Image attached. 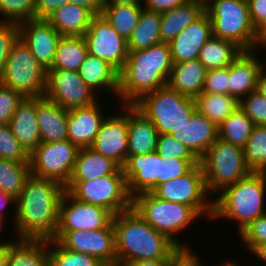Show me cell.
Here are the masks:
<instances>
[{
  "mask_svg": "<svg viewBox=\"0 0 266 266\" xmlns=\"http://www.w3.org/2000/svg\"><path fill=\"white\" fill-rule=\"evenodd\" d=\"M64 191L61 183L30 174L16 198L15 238L52 239L58 228L59 206Z\"/></svg>",
  "mask_w": 266,
  "mask_h": 266,
  "instance_id": "6da1fadb",
  "label": "cell"
},
{
  "mask_svg": "<svg viewBox=\"0 0 266 266\" xmlns=\"http://www.w3.org/2000/svg\"><path fill=\"white\" fill-rule=\"evenodd\" d=\"M173 65L168 43L129 51L124 67L118 73V96L121 106H135L144 97L166 86Z\"/></svg>",
  "mask_w": 266,
  "mask_h": 266,
  "instance_id": "7a4b0ae2",
  "label": "cell"
},
{
  "mask_svg": "<svg viewBox=\"0 0 266 266\" xmlns=\"http://www.w3.org/2000/svg\"><path fill=\"white\" fill-rule=\"evenodd\" d=\"M117 266L147 259H179L181 250L131 207L113 217Z\"/></svg>",
  "mask_w": 266,
  "mask_h": 266,
  "instance_id": "3957f363",
  "label": "cell"
},
{
  "mask_svg": "<svg viewBox=\"0 0 266 266\" xmlns=\"http://www.w3.org/2000/svg\"><path fill=\"white\" fill-rule=\"evenodd\" d=\"M222 191L215 200L213 198L212 219L235 221L238 233L253 220L266 214L265 172H250Z\"/></svg>",
  "mask_w": 266,
  "mask_h": 266,
  "instance_id": "277c9868",
  "label": "cell"
},
{
  "mask_svg": "<svg viewBox=\"0 0 266 266\" xmlns=\"http://www.w3.org/2000/svg\"><path fill=\"white\" fill-rule=\"evenodd\" d=\"M204 12L211 21L214 37L231 41L243 51L257 50L247 0H208Z\"/></svg>",
  "mask_w": 266,
  "mask_h": 266,
  "instance_id": "5b68a950",
  "label": "cell"
},
{
  "mask_svg": "<svg viewBox=\"0 0 266 266\" xmlns=\"http://www.w3.org/2000/svg\"><path fill=\"white\" fill-rule=\"evenodd\" d=\"M132 207L155 230L167 236L181 250H190L175 237L186 229L199 214L191 207L181 203L162 200L152 192L137 194L132 199Z\"/></svg>",
  "mask_w": 266,
  "mask_h": 266,
  "instance_id": "8992f818",
  "label": "cell"
},
{
  "mask_svg": "<svg viewBox=\"0 0 266 266\" xmlns=\"http://www.w3.org/2000/svg\"><path fill=\"white\" fill-rule=\"evenodd\" d=\"M134 107L152 122L159 134H172L190 121L196 102L194 97L180 94L166 85Z\"/></svg>",
  "mask_w": 266,
  "mask_h": 266,
  "instance_id": "52a82bcc",
  "label": "cell"
},
{
  "mask_svg": "<svg viewBox=\"0 0 266 266\" xmlns=\"http://www.w3.org/2000/svg\"><path fill=\"white\" fill-rule=\"evenodd\" d=\"M199 163L203 169L206 189L212 196L251 172L245 163L244 149L220 138L209 147Z\"/></svg>",
  "mask_w": 266,
  "mask_h": 266,
  "instance_id": "ba28073f",
  "label": "cell"
},
{
  "mask_svg": "<svg viewBox=\"0 0 266 266\" xmlns=\"http://www.w3.org/2000/svg\"><path fill=\"white\" fill-rule=\"evenodd\" d=\"M46 76L47 70L19 37L12 45L0 84L20 92L24 97H41L46 91Z\"/></svg>",
  "mask_w": 266,
  "mask_h": 266,
  "instance_id": "9c48e42d",
  "label": "cell"
},
{
  "mask_svg": "<svg viewBox=\"0 0 266 266\" xmlns=\"http://www.w3.org/2000/svg\"><path fill=\"white\" fill-rule=\"evenodd\" d=\"M69 193L78 201L105 208L114 216L132 207L133 198L121 167L113 174L79 182Z\"/></svg>",
  "mask_w": 266,
  "mask_h": 266,
  "instance_id": "30bf717a",
  "label": "cell"
},
{
  "mask_svg": "<svg viewBox=\"0 0 266 266\" xmlns=\"http://www.w3.org/2000/svg\"><path fill=\"white\" fill-rule=\"evenodd\" d=\"M152 193L162 200L191 206L200 217L204 215L208 216V219L213 216V200H211L213 197H210L206 189L200 163L185 175L161 183Z\"/></svg>",
  "mask_w": 266,
  "mask_h": 266,
  "instance_id": "8fae6325",
  "label": "cell"
},
{
  "mask_svg": "<svg viewBox=\"0 0 266 266\" xmlns=\"http://www.w3.org/2000/svg\"><path fill=\"white\" fill-rule=\"evenodd\" d=\"M79 148L68 139L59 142H41L30 153L32 175L55 180L65 186L72 174Z\"/></svg>",
  "mask_w": 266,
  "mask_h": 266,
  "instance_id": "7c38bea8",
  "label": "cell"
},
{
  "mask_svg": "<svg viewBox=\"0 0 266 266\" xmlns=\"http://www.w3.org/2000/svg\"><path fill=\"white\" fill-rule=\"evenodd\" d=\"M52 240L68 250L94 256L106 266H117L113 223L98 230L56 232Z\"/></svg>",
  "mask_w": 266,
  "mask_h": 266,
  "instance_id": "4fadbf2b",
  "label": "cell"
},
{
  "mask_svg": "<svg viewBox=\"0 0 266 266\" xmlns=\"http://www.w3.org/2000/svg\"><path fill=\"white\" fill-rule=\"evenodd\" d=\"M44 96L67 110L92 105L98 99L78 71L61 69L47 70Z\"/></svg>",
  "mask_w": 266,
  "mask_h": 266,
  "instance_id": "5bb4252c",
  "label": "cell"
},
{
  "mask_svg": "<svg viewBox=\"0 0 266 266\" xmlns=\"http://www.w3.org/2000/svg\"><path fill=\"white\" fill-rule=\"evenodd\" d=\"M88 54L107 61L118 72L128 58L127 40L122 38L101 14H96L83 35Z\"/></svg>",
  "mask_w": 266,
  "mask_h": 266,
  "instance_id": "9a60e30c",
  "label": "cell"
},
{
  "mask_svg": "<svg viewBox=\"0 0 266 266\" xmlns=\"http://www.w3.org/2000/svg\"><path fill=\"white\" fill-rule=\"evenodd\" d=\"M113 217L114 215L105 208L78 201L69 192L64 191L59 206L56 232L98 230L108 227Z\"/></svg>",
  "mask_w": 266,
  "mask_h": 266,
  "instance_id": "2e32d148",
  "label": "cell"
},
{
  "mask_svg": "<svg viewBox=\"0 0 266 266\" xmlns=\"http://www.w3.org/2000/svg\"><path fill=\"white\" fill-rule=\"evenodd\" d=\"M124 113L108 115L102 123L95 140L90 145L93 151L112 159L120 167L128 156V106Z\"/></svg>",
  "mask_w": 266,
  "mask_h": 266,
  "instance_id": "e0dca14e",
  "label": "cell"
},
{
  "mask_svg": "<svg viewBox=\"0 0 266 266\" xmlns=\"http://www.w3.org/2000/svg\"><path fill=\"white\" fill-rule=\"evenodd\" d=\"M19 37L44 69L51 68L62 36L47 20L33 19L19 24Z\"/></svg>",
  "mask_w": 266,
  "mask_h": 266,
  "instance_id": "ac0fdd59",
  "label": "cell"
},
{
  "mask_svg": "<svg viewBox=\"0 0 266 266\" xmlns=\"http://www.w3.org/2000/svg\"><path fill=\"white\" fill-rule=\"evenodd\" d=\"M121 168L132 198L140 193L152 192L160 185L161 156L156 151L144 155L127 156Z\"/></svg>",
  "mask_w": 266,
  "mask_h": 266,
  "instance_id": "d6986e66",
  "label": "cell"
},
{
  "mask_svg": "<svg viewBox=\"0 0 266 266\" xmlns=\"http://www.w3.org/2000/svg\"><path fill=\"white\" fill-rule=\"evenodd\" d=\"M98 102L68 110V140L78 148L90 147L106 119Z\"/></svg>",
  "mask_w": 266,
  "mask_h": 266,
  "instance_id": "ffe728a7",
  "label": "cell"
},
{
  "mask_svg": "<svg viewBox=\"0 0 266 266\" xmlns=\"http://www.w3.org/2000/svg\"><path fill=\"white\" fill-rule=\"evenodd\" d=\"M256 51H243L229 65V95L239 101L257 91L258 78L265 65Z\"/></svg>",
  "mask_w": 266,
  "mask_h": 266,
  "instance_id": "44dd1931",
  "label": "cell"
},
{
  "mask_svg": "<svg viewBox=\"0 0 266 266\" xmlns=\"http://www.w3.org/2000/svg\"><path fill=\"white\" fill-rule=\"evenodd\" d=\"M170 135L183 143L200 160L218 138V127L198 110H195L190 121Z\"/></svg>",
  "mask_w": 266,
  "mask_h": 266,
  "instance_id": "7402d4cb",
  "label": "cell"
},
{
  "mask_svg": "<svg viewBox=\"0 0 266 266\" xmlns=\"http://www.w3.org/2000/svg\"><path fill=\"white\" fill-rule=\"evenodd\" d=\"M212 36L211 21L204 12L169 44L173 62L179 63L197 59L199 51Z\"/></svg>",
  "mask_w": 266,
  "mask_h": 266,
  "instance_id": "603a6c76",
  "label": "cell"
},
{
  "mask_svg": "<svg viewBox=\"0 0 266 266\" xmlns=\"http://www.w3.org/2000/svg\"><path fill=\"white\" fill-rule=\"evenodd\" d=\"M120 166L91 148H79L76 161L65 191L70 192L79 182L94 180L115 173Z\"/></svg>",
  "mask_w": 266,
  "mask_h": 266,
  "instance_id": "cb8c5ba5",
  "label": "cell"
},
{
  "mask_svg": "<svg viewBox=\"0 0 266 266\" xmlns=\"http://www.w3.org/2000/svg\"><path fill=\"white\" fill-rule=\"evenodd\" d=\"M36 118L41 142H59L68 139V110L45 96L37 97Z\"/></svg>",
  "mask_w": 266,
  "mask_h": 266,
  "instance_id": "d4e9b609",
  "label": "cell"
},
{
  "mask_svg": "<svg viewBox=\"0 0 266 266\" xmlns=\"http://www.w3.org/2000/svg\"><path fill=\"white\" fill-rule=\"evenodd\" d=\"M36 109L37 97H25L9 122L13 135L29 153L41 143Z\"/></svg>",
  "mask_w": 266,
  "mask_h": 266,
  "instance_id": "484cf974",
  "label": "cell"
},
{
  "mask_svg": "<svg viewBox=\"0 0 266 266\" xmlns=\"http://www.w3.org/2000/svg\"><path fill=\"white\" fill-rule=\"evenodd\" d=\"M158 131L134 106H128V156L156 151Z\"/></svg>",
  "mask_w": 266,
  "mask_h": 266,
  "instance_id": "4316f807",
  "label": "cell"
},
{
  "mask_svg": "<svg viewBox=\"0 0 266 266\" xmlns=\"http://www.w3.org/2000/svg\"><path fill=\"white\" fill-rule=\"evenodd\" d=\"M95 14L82 5L66 3L59 7L47 21L61 36L83 37Z\"/></svg>",
  "mask_w": 266,
  "mask_h": 266,
  "instance_id": "83f0119b",
  "label": "cell"
},
{
  "mask_svg": "<svg viewBox=\"0 0 266 266\" xmlns=\"http://www.w3.org/2000/svg\"><path fill=\"white\" fill-rule=\"evenodd\" d=\"M204 13V3L188 0L173 9L161 12L160 37L162 43L170 44L172 40Z\"/></svg>",
  "mask_w": 266,
  "mask_h": 266,
  "instance_id": "f1b7e54d",
  "label": "cell"
},
{
  "mask_svg": "<svg viewBox=\"0 0 266 266\" xmlns=\"http://www.w3.org/2000/svg\"><path fill=\"white\" fill-rule=\"evenodd\" d=\"M206 73L198 59L174 63L167 85L180 94L196 98L202 93Z\"/></svg>",
  "mask_w": 266,
  "mask_h": 266,
  "instance_id": "f546056e",
  "label": "cell"
},
{
  "mask_svg": "<svg viewBox=\"0 0 266 266\" xmlns=\"http://www.w3.org/2000/svg\"><path fill=\"white\" fill-rule=\"evenodd\" d=\"M16 241H8L6 266H49V240L17 239Z\"/></svg>",
  "mask_w": 266,
  "mask_h": 266,
  "instance_id": "4dcf8cb0",
  "label": "cell"
},
{
  "mask_svg": "<svg viewBox=\"0 0 266 266\" xmlns=\"http://www.w3.org/2000/svg\"><path fill=\"white\" fill-rule=\"evenodd\" d=\"M80 77L93 92L109 89L118 97V71L107 61L87 55L79 69Z\"/></svg>",
  "mask_w": 266,
  "mask_h": 266,
  "instance_id": "1f68e13d",
  "label": "cell"
},
{
  "mask_svg": "<svg viewBox=\"0 0 266 266\" xmlns=\"http://www.w3.org/2000/svg\"><path fill=\"white\" fill-rule=\"evenodd\" d=\"M161 12L142 9L137 26L127 40L128 51L144 50L162 43L160 37Z\"/></svg>",
  "mask_w": 266,
  "mask_h": 266,
  "instance_id": "d6a6232c",
  "label": "cell"
},
{
  "mask_svg": "<svg viewBox=\"0 0 266 266\" xmlns=\"http://www.w3.org/2000/svg\"><path fill=\"white\" fill-rule=\"evenodd\" d=\"M242 52L235 43L212 36L199 51L197 59L209 71L229 66Z\"/></svg>",
  "mask_w": 266,
  "mask_h": 266,
  "instance_id": "836d02e7",
  "label": "cell"
},
{
  "mask_svg": "<svg viewBox=\"0 0 266 266\" xmlns=\"http://www.w3.org/2000/svg\"><path fill=\"white\" fill-rule=\"evenodd\" d=\"M196 110L219 127L237 108L240 101L233 96L201 93L195 98Z\"/></svg>",
  "mask_w": 266,
  "mask_h": 266,
  "instance_id": "e575fe53",
  "label": "cell"
},
{
  "mask_svg": "<svg viewBox=\"0 0 266 266\" xmlns=\"http://www.w3.org/2000/svg\"><path fill=\"white\" fill-rule=\"evenodd\" d=\"M87 55V45L83 37L62 36L49 69L79 71Z\"/></svg>",
  "mask_w": 266,
  "mask_h": 266,
  "instance_id": "d590c367",
  "label": "cell"
},
{
  "mask_svg": "<svg viewBox=\"0 0 266 266\" xmlns=\"http://www.w3.org/2000/svg\"><path fill=\"white\" fill-rule=\"evenodd\" d=\"M143 4L103 5L101 15L125 40H128L138 24Z\"/></svg>",
  "mask_w": 266,
  "mask_h": 266,
  "instance_id": "8d00e7d4",
  "label": "cell"
},
{
  "mask_svg": "<svg viewBox=\"0 0 266 266\" xmlns=\"http://www.w3.org/2000/svg\"><path fill=\"white\" fill-rule=\"evenodd\" d=\"M254 126V122L239 107L218 127V138L244 148Z\"/></svg>",
  "mask_w": 266,
  "mask_h": 266,
  "instance_id": "74e56055",
  "label": "cell"
},
{
  "mask_svg": "<svg viewBox=\"0 0 266 266\" xmlns=\"http://www.w3.org/2000/svg\"><path fill=\"white\" fill-rule=\"evenodd\" d=\"M30 174L29 162L0 158V191L16 199Z\"/></svg>",
  "mask_w": 266,
  "mask_h": 266,
  "instance_id": "f35d334b",
  "label": "cell"
},
{
  "mask_svg": "<svg viewBox=\"0 0 266 266\" xmlns=\"http://www.w3.org/2000/svg\"><path fill=\"white\" fill-rule=\"evenodd\" d=\"M244 159L251 172L266 173V125H255L245 145Z\"/></svg>",
  "mask_w": 266,
  "mask_h": 266,
  "instance_id": "ab89813d",
  "label": "cell"
},
{
  "mask_svg": "<svg viewBox=\"0 0 266 266\" xmlns=\"http://www.w3.org/2000/svg\"><path fill=\"white\" fill-rule=\"evenodd\" d=\"M49 266H106V265L94 256L68 250L66 248H63L57 241L50 239Z\"/></svg>",
  "mask_w": 266,
  "mask_h": 266,
  "instance_id": "60d3db41",
  "label": "cell"
},
{
  "mask_svg": "<svg viewBox=\"0 0 266 266\" xmlns=\"http://www.w3.org/2000/svg\"><path fill=\"white\" fill-rule=\"evenodd\" d=\"M0 15V22L21 24L33 20L35 0H0Z\"/></svg>",
  "mask_w": 266,
  "mask_h": 266,
  "instance_id": "b9f144b4",
  "label": "cell"
},
{
  "mask_svg": "<svg viewBox=\"0 0 266 266\" xmlns=\"http://www.w3.org/2000/svg\"><path fill=\"white\" fill-rule=\"evenodd\" d=\"M0 158L29 162L30 153L15 138L9 125L0 124Z\"/></svg>",
  "mask_w": 266,
  "mask_h": 266,
  "instance_id": "7bdbcfd3",
  "label": "cell"
},
{
  "mask_svg": "<svg viewBox=\"0 0 266 266\" xmlns=\"http://www.w3.org/2000/svg\"><path fill=\"white\" fill-rule=\"evenodd\" d=\"M197 164L198 159L161 157L160 184L185 175Z\"/></svg>",
  "mask_w": 266,
  "mask_h": 266,
  "instance_id": "ee69618b",
  "label": "cell"
},
{
  "mask_svg": "<svg viewBox=\"0 0 266 266\" xmlns=\"http://www.w3.org/2000/svg\"><path fill=\"white\" fill-rule=\"evenodd\" d=\"M243 245L252 252L258 245L266 242V214L256 218L239 232Z\"/></svg>",
  "mask_w": 266,
  "mask_h": 266,
  "instance_id": "f6af8a7d",
  "label": "cell"
},
{
  "mask_svg": "<svg viewBox=\"0 0 266 266\" xmlns=\"http://www.w3.org/2000/svg\"><path fill=\"white\" fill-rule=\"evenodd\" d=\"M156 152L162 158L197 159L183 143L170 134L158 135Z\"/></svg>",
  "mask_w": 266,
  "mask_h": 266,
  "instance_id": "bcb514c9",
  "label": "cell"
},
{
  "mask_svg": "<svg viewBox=\"0 0 266 266\" xmlns=\"http://www.w3.org/2000/svg\"><path fill=\"white\" fill-rule=\"evenodd\" d=\"M240 108L255 125H266V99L257 91L242 98Z\"/></svg>",
  "mask_w": 266,
  "mask_h": 266,
  "instance_id": "7dc6e473",
  "label": "cell"
},
{
  "mask_svg": "<svg viewBox=\"0 0 266 266\" xmlns=\"http://www.w3.org/2000/svg\"><path fill=\"white\" fill-rule=\"evenodd\" d=\"M24 98L20 92L0 84V124L9 125L14 112Z\"/></svg>",
  "mask_w": 266,
  "mask_h": 266,
  "instance_id": "c3c4849f",
  "label": "cell"
},
{
  "mask_svg": "<svg viewBox=\"0 0 266 266\" xmlns=\"http://www.w3.org/2000/svg\"><path fill=\"white\" fill-rule=\"evenodd\" d=\"M202 93L229 95V66L207 71Z\"/></svg>",
  "mask_w": 266,
  "mask_h": 266,
  "instance_id": "681fc988",
  "label": "cell"
},
{
  "mask_svg": "<svg viewBox=\"0 0 266 266\" xmlns=\"http://www.w3.org/2000/svg\"><path fill=\"white\" fill-rule=\"evenodd\" d=\"M19 38V24L0 22V78L12 45Z\"/></svg>",
  "mask_w": 266,
  "mask_h": 266,
  "instance_id": "f907efd6",
  "label": "cell"
},
{
  "mask_svg": "<svg viewBox=\"0 0 266 266\" xmlns=\"http://www.w3.org/2000/svg\"><path fill=\"white\" fill-rule=\"evenodd\" d=\"M68 0H35V19L47 20L59 7Z\"/></svg>",
  "mask_w": 266,
  "mask_h": 266,
  "instance_id": "816d5d0a",
  "label": "cell"
},
{
  "mask_svg": "<svg viewBox=\"0 0 266 266\" xmlns=\"http://www.w3.org/2000/svg\"><path fill=\"white\" fill-rule=\"evenodd\" d=\"M188 0H144L143 8L164 12L186 3Z\"/></svg>",
  "mask_w": 266,
  "mask_h": 266,
  "instance_id": "f5cc1de1",
  "label": "cell"
},
{
  "mask_svg": "<svg viewBox=\"0 0 266 266\" xmlns=\"http://www.w3.org/2000/svg\"><path fill=\"white\" fill-rule=\"evenodd\" d=\"M253 26L266 16V0H247Z\"/></svg>",
  "mask_w": 266,
  "mask_h": 266,
  "instance_id": "db71d44e",
  "label": "cell"
},
{
  "mask_svg": "<svg viewBox=\"0 0 266 266\" xmlns=\"http://www.w3.org/2000/svg\"><path fill=\"white\" fill-rule=\"evenodd\" d=\"M178 259H147L131 263L125 266H172Z\"/></svg>",
  "mask_w": 266,
  "mask_h": 266,
  "instance_id": "11a10c76",
  "label": "cell"
},
{
  "mask_svg": "<svg viewBox=\"0 0 266 266\" xmlns=\"http://www.w3.org/2000/svg\"><path fill=\"white\" fill-rule=\"evenodd\" d=\"M254 32L255 40L257 42V50L262 45L264 48L266 46V16L254 26Z\"/></svg>",
  "mask_w": 266,
  "mask_h": 266,
  "instance_id": "9f6ffc18",
  "label": "cell"
},
{
  "mask_svg": "<svg viewBox=\"0 0 266 266\" xmlns=\"http://www.w3.org/2000/svg\"><path fill=\"white\" fill-rule=\"evenodd\" d=\"M105 0H68V3L82 5L89 8L95 15L100 14Z\"/></svg>",
  "mask_w": 266,
  "mask_h": 266,
  "instance_id": "6f0895ef",
  "label": "cell"
},
{
  "mask_svg": "<svg viewBox=\"0 0 266 266\" xmlns=\"http://www.w3.org/2000/svg\"><path fill=\"white\" fill-rule=\"evenodd\" d=\"M12 203L13 206L16 205V199L11 196L10 194L4 193L2 191H0V213L5 215L4 213V207L6 208V206Z\"/></svg>",
  "mask_w": 266,
  "mask_h": 266,
  "instance_id": "680465c9",
  "label": "cell"
},
{
  "mask_svg": "<svg viewBox=\"0 0 266 266\" xmlns=\"http://www.w3.org/2000/svg\"><path fill=\"white\" fill-rule=\"evenodd\" d=\"M192 251L186 250L172 266H192Z\"/></svg>",
  "mask_w": 266,
  "mask_h": 266,
  "instance_id": "91938a15",
  "label": "cell"
},
{
  "mask_svg": "<svg viewBox=\"0 0 266 266\" xmlns=\"http://www.w3.org/2000/svg\"><path fill=\"white\" fill-rule=\"evenodd\" d=\"M257 92L263 97H265L266 99V68L265 67L261 71L259 78H258Z\"/></svg>",
  "mask_w": 266,
  "mask_h": 266,
  "instance_id": "94428289",
  "label": "cell"
},
{
  "mask_svg": "<svg viewBox=\"0 0 266 266\" xmlns=\"http://www.w3.org/2000/svg\"><path fill=\"white\" fill-rule=\"evenodd\" d=\"M252 255H255L256 258H259V261H264L266 264V242L263 244L258 245L251 253Z\"/></svg>",
  "mask_w": 266,
  "mask_h": 266,
  "instance_id": "6125c7cd",
  "label": "cell"
},
{
  "mask_svg": "<svg viewBox=\"0 0 266 266\" xmlns=\"http://www.w3.org/2000/svg\"><path fill=\"white\" fill-rule=\"evenodd\" d=\"M8 242L0 243V266L7 265Z\"/></svg>",
  "mask_w": 266,
  "mask_h": 266,
  "instance_id": "be15d7a7",
  "label": "cell"
},
{
  "mask_svg": "<svg viewBox=\"0 0 266 266\" xmlns=\"http://www.w3.org/2000/svg\"><path fill=\"white\" fill-rule=\"evenodd\" d=\"M141 0H105L104 5H131L141 4Z\"/></svg>",
  "mask_w": 266,
  "mask_h": 266,
  "instance_id": "e7e4bbea",
  "label": "cell"
},
{
  "mask_svg": "<svg viewBox=\"0 0 266 266\" xmlns=\"http://www.w3.org/2000/svg\"><path fill=\"white\" fill-rule=\"evenodd\" d=\"M200 261L201 260L197 257V254L195 255V253L192 252V266H202ZM238 265L239 264H236V261L234 262V260L233 261L227 260L221 266H238Z\"/></svg>",
  "mask_w": 266,
  "mask_h": 266,
  "instance_id": "03108f58",
  "label": "cell"
},
{
  "mask_svg": "<svg viewBox=\"0 0 266 266\" xmlns=\"http://www.w3.org/2000/svg\"><path fill=\"white\" fill-rule=\"evenodd\" d=\"M5 216H6V215H3V214L0 213V231H1L2 228H3V225H2V224L4 223L3 221H5V220H3V219H5Z\"/></svg>",
  "mask_w": 266,
  "mask_h": 266,
  "instance_id": "003e7915",
  "label": "cell"
},
{
  "mask_svg": "<svg viewBox=\"0 0 266 266\" xmlns=\"http://www.w3.org/2000/svg\"><path fill=\"white\" fill-rule=\"evenodd\" d=\"M199 1H201V2H203V3H206L208 0H199Z\"/></svg>",
  "mask_w": 266,
  "mask_h": 266,
  "instance_id": "a7ac6f4b",
  "label": "cell"
}]
</instances>
